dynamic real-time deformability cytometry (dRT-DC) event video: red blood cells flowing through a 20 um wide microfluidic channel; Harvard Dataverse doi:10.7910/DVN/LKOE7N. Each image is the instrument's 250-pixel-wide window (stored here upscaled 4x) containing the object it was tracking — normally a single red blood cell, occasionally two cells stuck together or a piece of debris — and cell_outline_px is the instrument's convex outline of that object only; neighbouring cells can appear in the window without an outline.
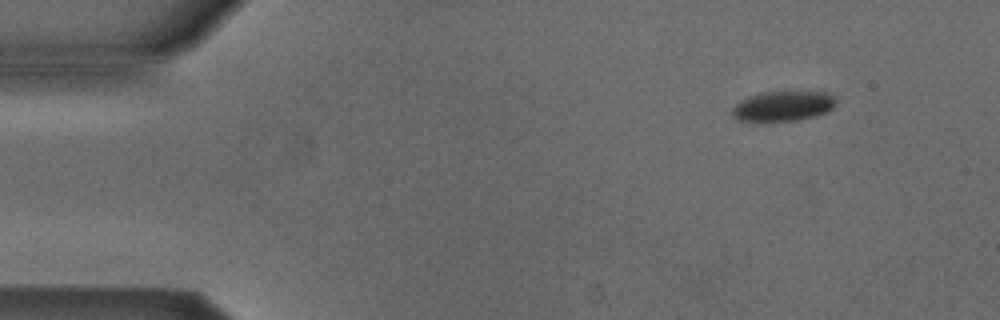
{"species": "Egyptian fruit bat (a non-hibernating species)", "species_latin": "Rousettus aegyptiacus", "temperature_condition": "cold", "stored_images_in_passage": 4, "segment_of_instrument_passage": [2, 2], "camera_frame_rate_fps": 3000, "um_per_image_px": 0.085, "animal": {"sex": "male"}, "frame": {"image": 1, "passage_image": 4, "time_ms": 1.0, "image_size_px": [1000, 320], "cell_outline_px": [[836, 104], [828, 112], [816, 116], [796, 120], [736, 120], [732, 116], [732, 108], [740, 100], [748, 96], [760, 92], [828, 92], [836, 100]], "centroid_in_image_um": [66.56, 9.0], "position_along_channel_um": 18.4, "area_um2": 18.03}}